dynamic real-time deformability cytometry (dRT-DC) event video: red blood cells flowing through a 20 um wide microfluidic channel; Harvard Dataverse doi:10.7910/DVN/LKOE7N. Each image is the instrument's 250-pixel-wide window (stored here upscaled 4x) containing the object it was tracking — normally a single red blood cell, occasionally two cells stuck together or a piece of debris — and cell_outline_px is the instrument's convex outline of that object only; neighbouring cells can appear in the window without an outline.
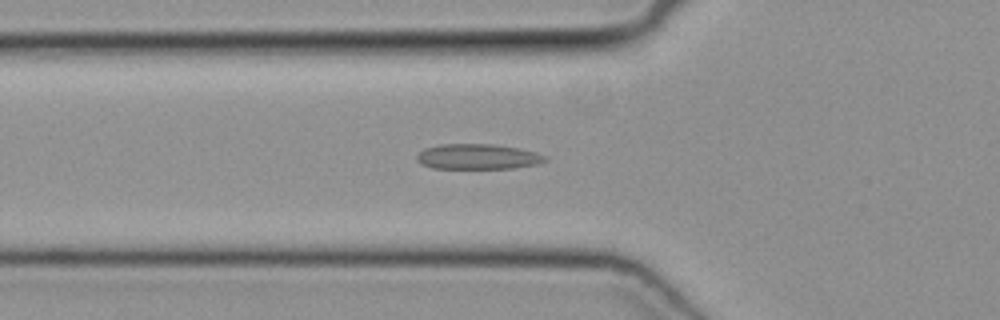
{"species": "common noctule bat (a hibernating species)", "species_latin": "Nyctalus noctula", "temperature_condition": "cold", "stored_images_in_passage": 47, "camera_frame_rate_fps": 3000, "um_per_image_px": 0.085, "animal": {"sex": "female", "body_mass_g": 19.3, "forearm_length_mm": 54.1}, "frame": {"image": 1, "passage_image": 15, "time_ms": 4.667, "image_size_px": [1000, 320], "cell_outline_px": [[548, 160], [540, 164], [516, 168], [432, 168], [420, 164], [416, 160], [416, 156], [424, 148], [440, 144], [492, 144], [520, 148], [536, 152], [548, 156]], "centroid_in_image_um": [40.65, 13.31], "position_along_channel_um": 85.2, "area_um2": 19.19}}
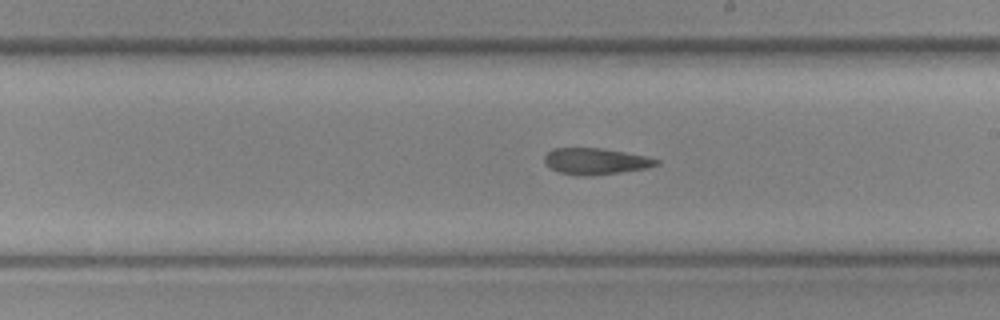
{"frame": {"image": 2, "passage_image": 26, "time_ms": 8.333, "image_size_px": [1000, 320], "cell_outline_px": [[660, 164], [648, 168], [592, 176], [576, 176], [556, 172], [544, 160], [544, 156], [552, 148], [600, 148], [624, 152], [644, 156], [660, 160]], "centroid_in_image_um": [50.62, 13.72], "position_along_channel_um": 238.4, "area_um2": 17.22}}
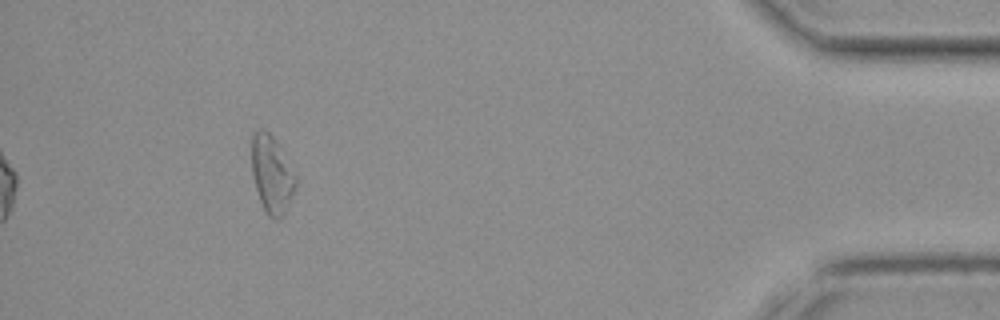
{"frame": {"image": 3, "passage_image": 43, "time_ms": 14.0, "image_size_px": [1000, 320], "cell_outline_px": [[296, 188], [284, 216], [280, 220], [272, 220], [268, 216], [260, 200], [252, 176], [252, 136], [260, 128], [268, 132], [272, 136], [296, 176]], "centroid_in_image_um": [23.11, 14.9], "position_along_channel_um": 412.1, "area_um2": 19.65}}